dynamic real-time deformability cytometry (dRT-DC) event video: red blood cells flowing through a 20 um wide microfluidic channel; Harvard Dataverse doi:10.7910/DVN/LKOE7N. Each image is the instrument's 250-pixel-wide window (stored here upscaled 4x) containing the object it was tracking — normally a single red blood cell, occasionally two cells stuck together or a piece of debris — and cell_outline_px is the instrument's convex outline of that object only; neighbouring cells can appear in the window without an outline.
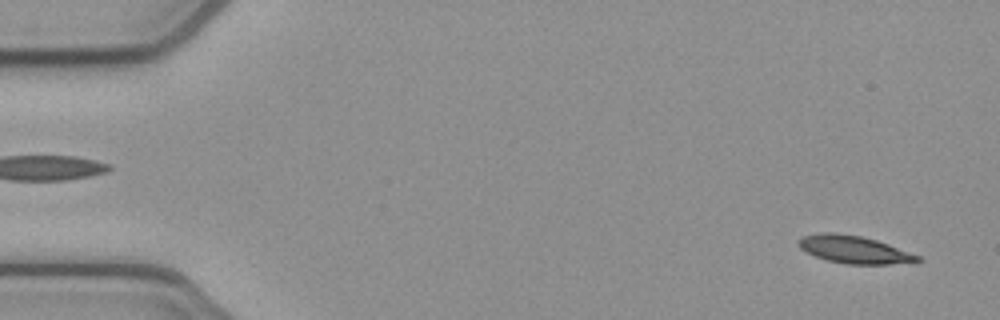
{"species": "common noctule bat (a hibernating species)", "species_latin": "Nyctalus noctula", "temperature_condition": "cold", "stored_images_in_passage": 16, "camera_frame_rate_fps": 3000, "um_per_image_px": 0.085, "animal": {"sex": "female", "body_mass_g": 21.9}, "frame": {"image": 1, "passage_image": 2, "time_ms": 0.333, "image_size_px": [1000, 320], "cell_outline_px": [[924, 260], [916, 264], [848, 264], [828, 260], [816, 256], [800, 248], [796, 244], [796, 240], [804, 236], [820, 232], [836, 232], [860, 236], [876, 240], [888, 244], [920, 256]], "centroid_in_image_um": [72.66, 21.22], "position_along_channel_um": 12.3, "area_um2": 19.36}}